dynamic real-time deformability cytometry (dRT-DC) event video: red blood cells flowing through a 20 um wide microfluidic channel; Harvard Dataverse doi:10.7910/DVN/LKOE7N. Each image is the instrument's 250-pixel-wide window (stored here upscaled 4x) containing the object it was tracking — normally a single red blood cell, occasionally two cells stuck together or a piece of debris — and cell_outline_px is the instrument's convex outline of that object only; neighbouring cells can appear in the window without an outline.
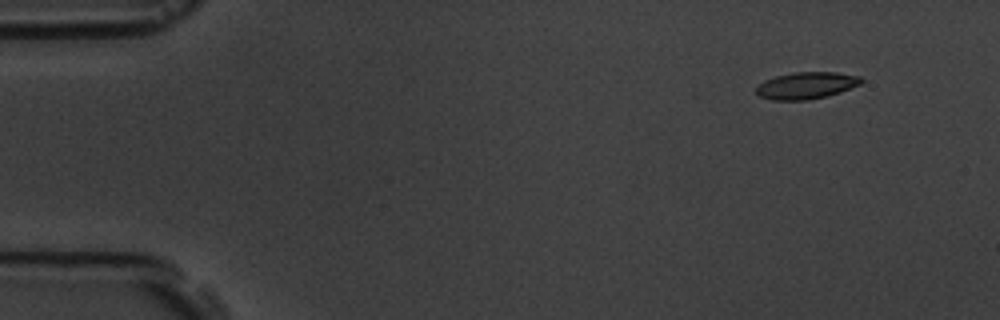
{"species": "common noctule bat (a hibernating species)", "species_latin": "Nyctalus noctula", "temperature_condition": "room temperature", "stored_images_in_passage": 7, "camera_frame_rate_fps": 3000, "um_per_image_px": 0.085, "animal": {"sex": "male", "body_mass_g": 19.5, "forearm_length_mm": 54.6}, "frame": {"image": 1, "passage_image": 2, "time_ms": 1.0, "image_size_px": [1000, 320], "cell_outline_px": [[864, 80], [860, 84], [840, 92], [828, 96], [808, 100], [772, 100], [760, 96], [756, 92], [756, 88], [764, 80], [776, 76], [796, 72], [836, 72], [860, 76]], "centroid_in_image_um": [68.55, 7.27], "position_along_channel_um": 16.4, "area_um2": 16.42}}
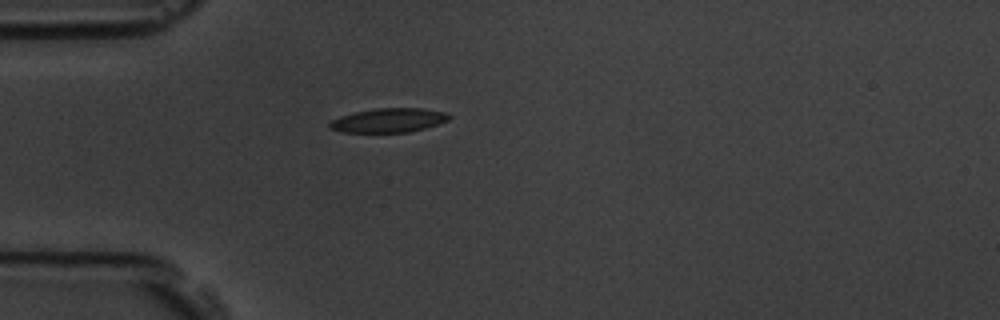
{"frame": {"image": 2, "passage_image": 5, "time_ms": 4.667, "image_size_px": [1000, 320], "cell_outline_px": [[452, 116], [448, 120], [424, 128], [408, 132], [340, 132], [328, 128], [328, 124], [332, 120], [340, 116], [356, 112], [376, 108], [420, 108], [444, 112]], "centroid_in_image_um": [32.99, 10.23], "position_along_channel_um": 52.0, "area_um2": 16.65}}
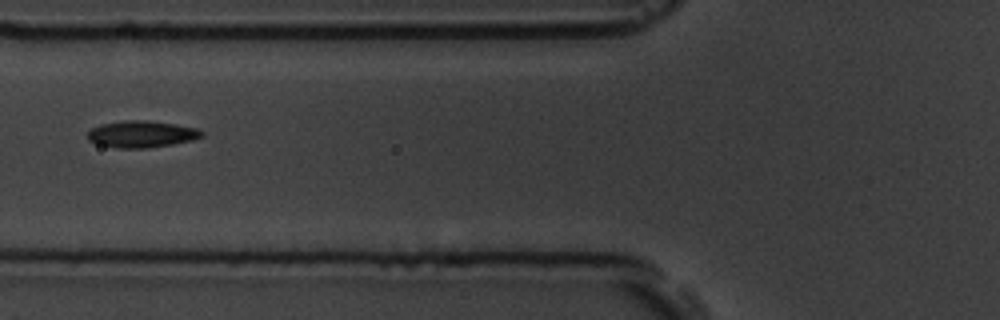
{"frame": {"image": 3, "passage_image": 7, "time_ms": 6.667, "image_size_px": [1000, 320], "cell_outline_px": [[204, 136], [192, 140], [172, 144], [148, 148], [116, 148], [96, 144], [88, 140], [88, 132], [92, 128], [100, 124], [124, 120], [148, 120], [176, 124], [200, 128], [204, 132]], "centroid_in_image_um": [12.06, 11.39], "position_along_channel_um": 113.7, "area_um2": 18.03}}